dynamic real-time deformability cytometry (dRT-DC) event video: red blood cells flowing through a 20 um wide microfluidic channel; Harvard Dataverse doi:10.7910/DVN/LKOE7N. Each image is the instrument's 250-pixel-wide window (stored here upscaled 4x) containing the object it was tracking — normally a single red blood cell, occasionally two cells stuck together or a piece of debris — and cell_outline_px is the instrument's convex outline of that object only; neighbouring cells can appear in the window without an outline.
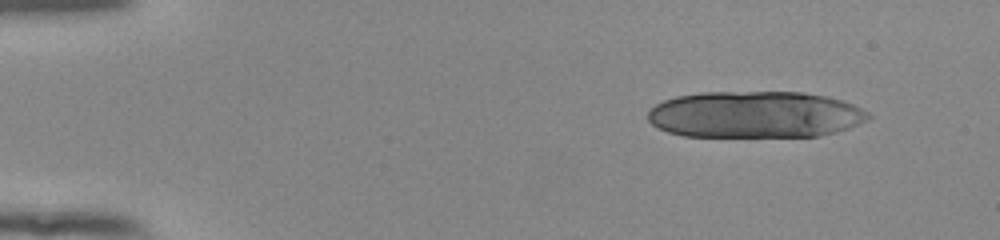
{"species": "human", "species_latin": "Homo sapiens", "temperature_condition": "room temperature", "stored_images_in_passage": 18, "camera_frame_rate_fps": 3000, "um_per_image_px": 0.085, "donor": {"sex": "female"}, "frame": {"image": 1, "passage_image": 5, "time_ms": 1.333, "image_size_px": [1000, 240], "cell_outline_px": [[872, 116], [868, 120], [848, 128], [836, 132], [820, 136], [684, 136], [668, 132], [652, 124], [648, 120], [648, 112], [656, 104], [664, 100], [676, 96], [700, 92], [800, 92], [824, 96], [844, 100], [868, 112]], "centroid_in_image_um": [64.19, 9.73], "position_along_channel_um": 20.8, "area_um2": 60.0}}